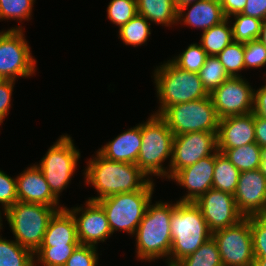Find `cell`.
<instances>
[{"label": "cell", "mask_w": 266, "mask_h": 266, "mask_svg": "<svg viewBox=\"0 0 266 266\" xmlns=\"http://www.w3.org/2000/svg\"><path fill=\"white\" fill-rule=\"evenodd\" d=\"M150 202L146 212L135 232L136 256L139 260L151 262L167 258L169 266V255L172 245L171 216L175 209V203L157 201Z\"/></svg>", "instance_id": "cell-2"}, {"label": "cell", "mask_w": 266, "mask_h": 266, "mask_svg": "<svg viewBox=\"0 0 266 266\" xmlns=\"http://www.w3.org/2000/svg\"><path fill=\"white\" fill-rule=\"evenodd\" d=\"M159 109L153 114L161 115L169 106L208 97L196 72L178 68L170 60L164 62L153 73Z\"/></svg>", "instance_id": "cell-4"}, {"label": "cell", "mask_w": 266, "mask_h": 266, "mask_svg": "<svg viewBox=\"0 0 266 266\" xmlns=\"http://www.w3.org/2000/svg\"><path fill=\"white\" fill-rule=\"evenodd\" d=\"M254 266H266V258H255Z\"/></svg>", "instance_id": "cell-49"}, {"label": "cell", "mask_w": 266, "mask_h": 266, "mask_svg": "<svg viewBox=\"0 0 266 266\" xmlns=\"http://www.w3.org/2000/svg\"><path fill=\"white\" fill-rule=\"evenodd\" d=\"M201 210L209 230L231 227L245 217L239 212L234 195L217 189H210L194 202Z\"/></svg>", "instance_id": "cell-14"}, {"label": "cell", "mask_w": 266, "mask_h": 266, "mask_svg": "<svg viewBox=\"0 0 266 266\" xmlns=\"http://www.w3.org/2000/svg\"><path fill=\"white\" fill-rule=\"evenodd\" d=\"M55 207L17 201L3 212L15 241L33 253L41 246Z\"/></svg>", "instance_id": "cell-7"}, {"label": "cell", "mask_w": 266, "mask_h": 266, "mask_svg": "<svg viewBox=\"0 0 266 266\" xmlns=\"http://www.w3.org/2000/svg\"><path fill=\"white\" fill-rule=\"evenodd\" d=\"M228 18L220 24L212 26L201 34L200 44L208 56H217L233 40L232 26Z\"/></svg>", "instance_id": "cell-24"}, {"label": "cell", "mask_w": 266, "mask_h": 266, "mask_svg": "<svg viewBox=\"0 0 266 266\" xmlns=\"http://www.w3.org/2000/svg\"><path fill=\"white\" fill-rule=\"evenodd\" d=\"M95 154L88 160L83 173L85 183L98 192L97 197H89V201L141 190L151 180L136 164L111 161L97 151Z\"/></svg>", "instance_id": "cell-1"}, {"label": "cell", "mask_w": 266, "mask_h": 266, "mask_svg": "<svg viewBox=\"0 0 266 266\" xmlns=\"http://www.w3.org/2000/svg\"><path fill=\"white\" fill-rule=\"evenodd\" d=\"M263 149L257 143H249L233 149H226L224 156L240 171L261 168Z\"/></svg>", "instance_id": "cell-26"}, {"label": "cell", "mask_w": 266, "mask_h": 266, "mask_svg": "<svg viewBox=\"0 0 266 266\" xmlns=\"http://www.w3.org/2000/svg\"><path fill=\"white\" fill-rule=\"evenodd\" d=\"M151 23L143 16L137 14L128 23L119 28V37L125 45L140 46L151 35Z\"/></svg>", "instance_id": "cell-28"}, {"label": "cell", "mask_w": 266, "mask_h": 266, "mask_svg": "<svg viewBox=\"0 0 266 266\" xmlns=\"http://www.w3.org/2000/svg\"><path fill=\"white\" fill-rule=\"evenodd\" d=\"M217 57L224 66L229 77H240L241 70L244 66V43L233 41L221 51Z\"/></svg>", "instance_id": "cell-33"}, {"label": "cell", "mask_w": 266, "mask_h": 266, "mask_svg": "<svg viewBox=\"0 0 266 266\" xmlns=\"http://www.w3.org/2000/svg\"><path fill=\"white\" fill-rule=\"evenodd\" d=\"M174 266H223V264L217 244L211 237L197 251L183 258Z\"/></svg>", "instance_id": "cell-29"}, {"label": "cell", "mask_w": 266, "mask_h": 266, "mask_svg": "<svg viewBox=\"0 0 266 266\" xmlns=\"http://www.w3.org/2000/svg\"><path fill=\"white\" fill-rule=\"evenodd\" d=\"M223 266H254L253 240L250 217L234 226L214 231Z\"/></svg>", "instance_id": "cell-11"}, {"label": "cell", "mask_w": 266, "mask_h": 266, "mask_svg": "<svg viewBox=\"0 0 266 266\" xmlns=\"http://www.w3.org/2000/svg\"><path fill=\"white\" fill-rule=\"evenodd\" d=\"M169 266L197 251L212 237L200 208L194 202L176 201L171 221Z\"/></svg>", "instance_id": "cell-3"}, {"label": "cell", "mask_w": 266, "mask_h": 266, "mask_svg": "<svg viewBox=\"0 0 266 266\" xmlns=\"http://www.w3.org/2000/svg\"><path fill=\"white\" fill-rule=\"evenodd\" d=\"M266 65V48L257 39L244 43V66L245 69L261 68Z\"/></svg>", "instance_id": "cell-38"}, {"label": "cell", "mask_w": 266, "mask_h": 266, "mask_svg": "<svg viewBox=\"0 0 266 266\" xmlns=\"http://www.w3.org/2000/svg\"><path fill=\"white\" fill-rule=\"evenodd\" d=\"M17 201L16 177L12 178L0 170V204L2 205V210H7Z\"/></svg>", "instance_id": "cell-40"}, {"label": "cell", "mask_w": 266, "mask_h": 266, "mask_svg": "<svg viewBox=\"0 0 266 266\" xmlns=\"http://www.w3.org/2000/svg\"><path fill=\"white\" fill-rule=\"evenodd\" d=\"M16 187L19 202L48 205L57 210L65 207L59 205L60 200L52 194L41 169L35 164L16 177Z\"/></svg>", "instance_id": "cell-18"}, {"label": "cell", "mask_w": 266, "mask_h": 266, "mask_svg": "<svg viewBox=\"0 0 266 266\" xmlns=\"http://www.w3.org/2000/svg\"><path fill=\"white\" fill-rule=\"evenodd\" d=\"M73 143L70 135H62L50 146L41 162L36 164L41 169L50 191L58 200L60 193L69 185L81 155Z\"/></svg>", "instance_id": "cell-9"}, {"label": "cell", "mask_w": 266, "mask_h": 266, "mask_svg": "<svg viewBox=\"0 0 266 266\" xmlns=\"http://www.w3.org/2000/svg\"><path fill=\"white\" fill-rule=\"evenodd\" d=\"M153 179L141 190L116 194L100 199L97 203L103 208L112 234L124 231L135 234L154 192Z\"/></svg>", "instance_id": "cell-6"}, {"label": "cell", "mask_w": 266, "mask_h": 266, "mask_svg": "<svg viewBox=\"0 0 266 266\" xmlns=\"http://www.w3.org/2000/svg\"><path fill=\"white\" fill-rule=\"evenodd\" d=\"M215 168V154L201 158L195 164L179 170L171 179L186 193L179 202H195L201 195L212 189Z\"/></svg>", "instance_id": "cell-17"}, {"label": "cell", "mask_w": 266, "mask_h": 266, "mask_svg": "<svg viewBox=\"0 0 266 266\" xmlns=\"http://www.w3.org/2000/svg\"><path fill=\"white\" fill-rule=\"evenodd\" d=\"M254 115L266 119V82L257 90L254 89L253 111Z\"/></svg>", "instance_id": "cell-43"}, {"label": "cell", "mask_w": 266, "mask_h": 266, "mask_svg": "<svg viewBox=\"0 0 266 266\" xmlns=\"http://www.w3.org/2000/svg\"><path fill=\"white\" fill-rule=\"evenodd\" d=\"M217 151V132L199 131L174 136L168 180L179 170Z\"/></svg>", "instance_id": "cell-12"}, {"label": "cell", "mask_w": 266, "mask_h": 266, "mask_svg": "<svg viewBox=\"0 0 266 266\" xmlns=\"http://www.w3.org/2000/svg\"><path fill=\"white\" fill-rule=\"evenodd\" d=\"M250 226L255 258H266V215L251 216Z\"/></svg>", "instance_id": "cell-37"}, {"label": "cell", "mask_w": 266, "mask_h": 266, "mask_svg": "<svg viewBox=\"0 0 266 266\" xmlns=\"http://www.w3.org/2000/svg\"><path fill=\"white\" fill-rule=\"evenodd\" d=\"M142 145L141 123L119 134L102 146L97 152L104 158L124 163L136 164Z\"/></svg>", "instance_id": "cell-21"}, {"label": "cell", "mask_w": 266, "mask_h": 266, "mask_svg": "<svg viewBox=\"0 0 266 266\" xmlns=\"http://www.w3.org/2000/svg\"><path fill=\"white\" fill-rule=\"evenodd\" d=\"M84 205L86 207L77 206L67 209L72 213L75 219L77 238L80 245H92L97 247L98 243L105 242V240L113 234L110 230L108 219L103 208L97 202L89 200H87Z\"/></svg>", "instance_id": "cell-16"}, {"label": "cell", "mask_w": 266, "mask_h": 266, "mask_svg": "<svg viewBox=\"0 0 266 266\" xmlns=\"http://www.w3.org/2000/svg\"><path fill=\"white\" fill-rule=\"evenodd\" d=\"M261 170L263 174L266 176V149H263L262 152Z\"/></svg>", "instance_id": "cell-47"}, {"label": "cell", "mask_w": 266, "mask_h": 266, "mask_svg": "<svg viewBox=\"0 0 266 266\" xmlns=\"http://www.w3.org/2000/svg\"><path fill=\"white\" fill-rule=\"evenodd\" d=\"M2 238L0 235V266H34V253L30 249Z\"/></svg>", "instance_id": "cell-27"}, {"label": "cell", "mask_w": 266, "mask_h": 266, "mask_svg": "<svg viewBox=\"0 0 266 266\" xmlns=\"http://www.w3.org/2000/svg\"><path fill=\"white\" fill-rule=\"evenodd\" d=\"M77 247L78 246L39 247L34 252V266H37L36 263H40L42 266H64Z\"/></svg>", "instance_id": "cell-34"}, {"label": "cell", "mask_w": 266, "mask_h": 266, "mask_svg": "<svg viewBox=\"0 0 266 266\" xmlns=\"http://www.w3.org/2000/svg\"><path fill=\"white\" fill-rule=\"evenodd\" d=\"M225 18L242 13L247 0H219Z\"/></svg>", "instance_id": "cell-44"}, {"label": "cell", "mask_w": 266, "mask_h": 266, "mask_svg": "<svg viewBox=\"0 0 266 266\" xmlns=\"http://www.w3.org/2000/svg\"><path fill=\"white\" fill-rule=\"evenodd\" d=\"M249 143H256L253 112L219 120L217 150L220 153Z\"/></svg>", "instance_id": "cell-19"}, {"label": "cell", "mask_w": 266, "mask_h": 266, "mask_svg": "<svg viewBox=\"0 0 266 266\" xmlns=\"http://www.w3.org/2000/svg\"><path fill=\"white\" fill-rule=\"evenodd\" d=\"M225 19L219 0H198L180 6L177 13L178 22L203 31L220 24Z\"/></svg>", "instance_id": "cell-20"}, {"label": "cell", "mask_w": 266, "mask_h": 266, "mask_svg": "<svg viewBox=\"0 0 266 266\" xmlns=\"http://www.w3.org/2000/svg\"><path fill=\"white\" fill-rule=\"evenodd\" d=\"M97 247L92 245H79L68 258L64 266H97Z\"/></svg>", "instance_id": "cell-39"}, {"label": "cell", "mask_w": 266, "mask_h": 266, "mask_svg": "<svg viewBox=\"0 0 266 266\" xmlns=\"http://www.w3.org/2000/svg\"><path fill=\"white\" fill-rule=\"evenodd\" d=\"M21 25L0 31V80H16L36 72V59L24 37Z\"/></svg>", "instance_id": "cell-10"}, {"label": "cell", "mask_w": 266, "mask_h": 266, "mask_svg": "<svg viewBox=\"0 0 266 266\" xmlns=\"http://www.w3.org/2000/svg\"><path fill=\"white\" fill-rule=\"evenodd\" d=\"M254 126L256 143L266 149V119L254 115Z\"/></svg>", "instance_id": "cell-45"}, {"label": "cell", "mask_w": 266, "mask_h": 266, "mask_svg": "<svg viewBox=\"0 0 266 266\" xmlns=\"http://www.w3.org/2000/svg\"><path fill=\"white\" fill-rule=\"evenodd\" d=\"M138 14L150 23L171 27L177 24L178 9L175 0H136Z\"/></svg>", "instance_id": "cell-23"}, {"label": "cell", "mask_w": 266, "mask_h": 266, "mask_svg": "<svg viewBox=\"0 0 266 266\" xmlns=\"http://www.w3.org/2000/svg\"><path fill=\"white\" fill-rule=\"evenodd\" d=\"M198 75L209 95L229 78L217 56H208Z\"/></svg>", "instance_id": "cell-31"}, {"label": "cell", "mask_w": 266, "mask_h": 266, "mask_svg": "<svg viewBox=\"0 0 266 266\" xmlns=\"http://www.w3.org/2000/svg\"><path fill=\"white\" fill-rule=\"evenodd\" d=\"M241 14L264 21L266 19V0H247Z\"/></svg>", "instance_id": "cell-42"}, {"label": "cell", "mask_w": 266, "mask_h": 266, "mask_svg": "<svg viewBox=\"0 0 266 266\" xmlns=\"http://www.w3.org/2000/svg\"><path fill=\"white\" fill-rule=\"evenodd\" d=\"M137 14L136 0H111L107 7V18L119 28Z\"/></svg>", "instance_id": "cell-36"}, {"label": "cell", "mask_w": 266, "mask_h": 266, "mask_svg": "<svg viewBox=\"0 0 266 266\" xmlns=\"http://www.w3.org/2000/svg\"><path fill=\"white\" fill-rule=\"evenodd\" d=\"M35 0H0V20L32 19V8Z\"/></svg>", "instance_id": "cell-35"}, {"label": "cell", "mask_w": 266, "mask_h": 266, "mask_svg": "<svg viewBox=\"0 0 266 266\" xmlns=\"http://www.w3.org/2000/svg\"><path fill=\"white\" fill-rule=\"evenodd\" d=\"M240 171L224 156L217 151L215 153V168L212 188L223 192L235 194Z\"/></svg>", "instance_id": "cell-25"}, {"label": "cell", "mask_w": 266, "mask_h": 266, "mask_svg": "<svg viewBox=\"0 0 266 266\" xmlns=\"http://www.w3.org/2000/svg\"><path fill=\"white\" fill-rule=\"evenodd\" d=\"M207 57L208 54L200 43H192L170 61L182 70L198 73L206 62Z\"/></svg>", "instance_id": "cell-32"}, {"label": "cell", "mask_w": 266, "mask_h": 266, "mask_svg": "<svg viewBox=\"0 0 266 266\" xmlns=\"http://www.w3.org/2000/svg\"><path fill=\"white\" fill-rule=\"evenodd\" d=\"M266 48V19L262 22L261 32L258 39Z\"/></svg>", "instance_id": "cell-46"}, {"label": "cell", "mask_w": 266, "mask_h": 266, "mask_svg": "<svg viewBox=\"0 0 266 266\" xmlns=\"http://www.w3.org/2000/svg\"><path fill=\"white\" fill-rule=\"evenodd\" d=\"M15 80H0V125L9 114Z\"/></svg>", "instance_id": "cell-41"}, {"label": "cell", "mask_w": 266, "mask_h": 266, "mask_svg": "<svg viewBox=\"0 0 266 266\" xmlns=\"http://www.w3.org/2000/svg\"><path fill=\"white\" fill-rule=\"evenodd\" d=\"M234 199L245 218L266 215V176L261 168L240 172Z\"/></svg>", "instance_id": "cell-15"}, {"label": "cell", "mask_w": 266, "mask_h": 266, "mask_svg": "<svg viewBox=\"0 0 266 266\" xmlns=\"http://www.w3.org/2000/svg\"><path fill=\"white\" fill-rule=\"evenodd\" d=\"M232 17L235 20V22L231 23L233 24L231 26L235 42L247 43L259 39L262 20L241 13L235 14L228 19L231 20Z\"/></svg>", "instance_id": "cell-30"}, {"label": "cell", "mask_w": 266, "mask_h": 266, "mask_svg": "<svg viewBox=\"0 0 266 266\" xmlns=\"http://www.w3.org/2000/svg\"><path fill=\"white\" fill-rule=\"evenodd\" d=\"M210 97L219 119L245 115L253 111L254 89L242 75L229 77Z\"/></svg>", "instance_id": "cell-13"}, {"label": "cell", "mask_w": 266, "mask_h": 266, "mask_svg": "<svg viewBox=\"0 0 266 266\" xmlns=\"http://www.w3.org/2000/svg\"><path fill=\"white\" fill-rule=\"evenodd\" d=\"M142 145L136 165L152 180L150 176L168 179V170L163 162L172 158L174 134L165 120L157 114H151L146 122L141 123ZM167 169V170H166Z\"/></svg>", "instance_id": "cell-5"}, {"label": "cell", "mask_w": 266, "mask_h": 266, "mask_svg": "<svg viewBox=\"0 0 266 266\" xmlns=\"http://www.w3.org/2000/svg\"><path fill=\"white\" fill-rule=\"evenodd\" d=\"M79 245L75 219L65 206L51 217L40 247Z\"/></svg>", "instance_id": "cell-22"}, {"label": "cell", "mask_w": 266, "mask_h": 266, "mask_svg": "<svg viewBox=\"0 0 266 266\" xmlns=\"http://www.w3.org/2000/svg\"><path fill=\"white\" fill-rule=\"evenodd\" d=\"M195 1H198V0H175V4L178 9L180 6H184V5L193 3Z\"/></svg>", "instance_id": "cell-48"}, {"label": "cell", "mask_w": 266, "mask_h": 266, "mask_svg": "<svg viewBox=\"0 0 266 266\" xmlns=\"http://www.w3.org/2000/svg\"><path fill=\"white\" fill-rule=\"evenodd\" d=\"M174 136L190 132H218L219 117L210 97L169 106L160 115Z\"/></svg>", "instance_id": "cell-8"}, {"label": "cell", "mask_w": 266, "mask_h": 266, "mask_svg": "<svg viewBox=\"0 0 266 266\" xmlns=\"http://www.w3.org/2000/svg\"><path fill=\"white\" fill-rule=\"evenodd\" d=\"M2 225H3V223H2V213H1V210H0V229H3Z\"/></svg>", "instance_id": "cell-50"}]
</instances>
